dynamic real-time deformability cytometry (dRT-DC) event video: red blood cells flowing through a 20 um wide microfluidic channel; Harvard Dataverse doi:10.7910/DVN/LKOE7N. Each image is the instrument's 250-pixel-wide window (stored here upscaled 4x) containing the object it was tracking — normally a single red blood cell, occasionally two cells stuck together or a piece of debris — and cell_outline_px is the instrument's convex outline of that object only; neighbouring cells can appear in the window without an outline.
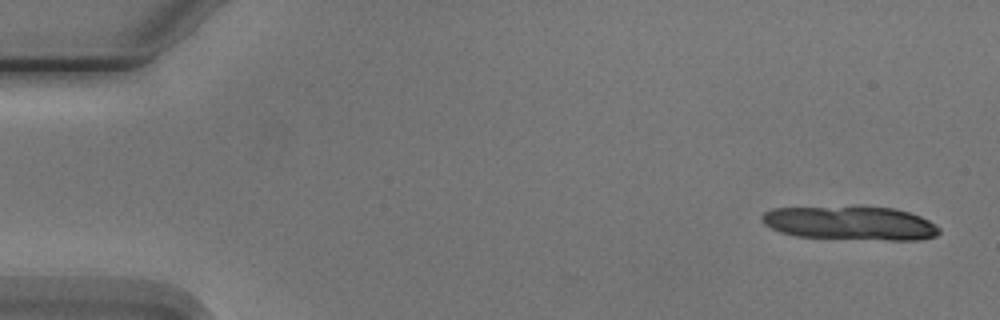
{"species": "Egyptian fruit bat (a non-hibernating species)", "species_latin": "Rousettus aegyptiacus", "temperature_condition": "cold", "stored_images_in_passage": 5, "camera_frame_rate_fps": 3000, "um_per_image_px": 0.085, "animal": {"sex": "male"}, "frame": {"image": 1, "passage_image": 1, "time_ms": 0.0, "image_size_px": [1000, 320], "cell_outline_px": [[940, 232], [936, 236], [920, 240], [888, 240], [796, 236], [780, 232], [764, 224], [760, 220], [760, 216], [764, 212], [772, 208], [896, 208], [920, 216], [936, 224], [940, 228]], "centroid_in_image_um": [72.31, 18.99], "position_along_channel_um": 12.7, "area_um2": 34.39}}